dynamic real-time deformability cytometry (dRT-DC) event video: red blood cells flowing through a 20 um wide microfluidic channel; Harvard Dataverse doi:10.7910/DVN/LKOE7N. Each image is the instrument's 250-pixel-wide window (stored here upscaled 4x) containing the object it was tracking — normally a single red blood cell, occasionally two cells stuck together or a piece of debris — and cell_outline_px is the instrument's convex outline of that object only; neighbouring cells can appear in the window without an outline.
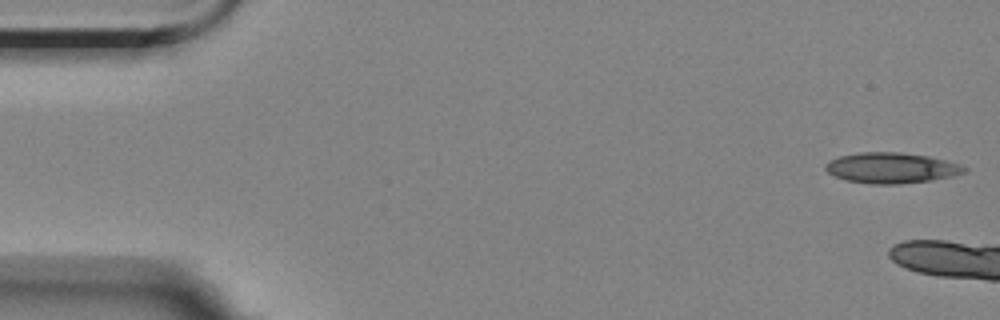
{"species": "Egyptian fruit bat (a non-hibernating species)", "species_latin": "Rousettus aegyptiacus", "temperature_condition": "room temperature", "stored_images_in_passage": 6, "camera_frame_rate_fps": 3000, "um_per_image_px": 0.085, "animal": {"sex": "female"}, "frame": {"image": 1, "passage_image": 1, "time_ms": 0.0, "image_size_px": [1000, 320], "cell_outline_px": [[968, 172], [952, 176], [928, 180], [896, 184], [872, 184], [848, 180], [836, 176], [828, 172], [824, 168], [824, 164], [828, 160], [840, 156], [860, 152], [900, 152], [928, 156], [960, 164], [968, 168]], "centroid_in_image_um": [75.76, 14.26], "position_along_channel_um": 9.2, "area_um2": 24.62}}